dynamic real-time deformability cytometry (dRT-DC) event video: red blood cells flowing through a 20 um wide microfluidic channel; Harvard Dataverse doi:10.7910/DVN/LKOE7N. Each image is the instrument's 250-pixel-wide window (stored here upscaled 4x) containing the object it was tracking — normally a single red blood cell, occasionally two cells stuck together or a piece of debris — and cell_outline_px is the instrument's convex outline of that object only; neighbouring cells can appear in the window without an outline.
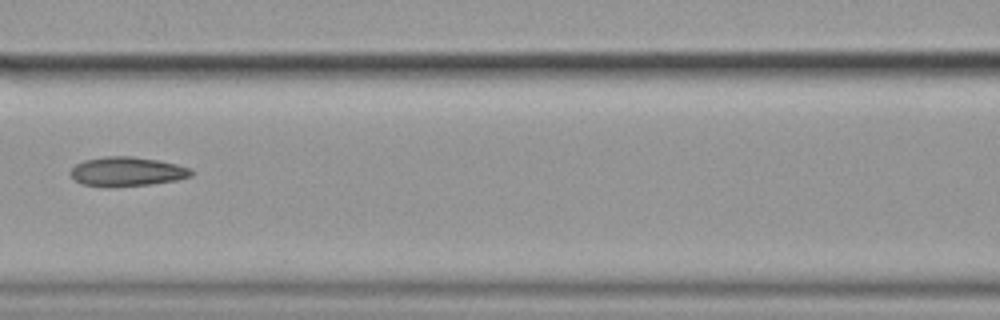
{"species": "common noctule bat (a hibernating species)", "species_latin": "Nyctalus noctula", "temperature_condition": "cold", "stored_images_in_passage": 5, "camera_frame_rate_fps": 3000, "um_per_image_px": 0.085, "animal": {"sex": "female", "body_mass_g": 19.9}, "frame": {"image": 1, "passage_image": 5, "time_ms": 1.333, "image_size_px": [1000, 320], "cell_outline_px": [[196, 172], [192, 176], [176, 180], [148, 184], [80, 184], [68, 172], [76, 164], [84, 160], [104, 156], [132, 156], [156, 160], [176, 164], [188, 168]], "centroid_in_image_um": [10.82, 14.53], "position_along_channel_um": 155.8, "area_um2": 19.77}}